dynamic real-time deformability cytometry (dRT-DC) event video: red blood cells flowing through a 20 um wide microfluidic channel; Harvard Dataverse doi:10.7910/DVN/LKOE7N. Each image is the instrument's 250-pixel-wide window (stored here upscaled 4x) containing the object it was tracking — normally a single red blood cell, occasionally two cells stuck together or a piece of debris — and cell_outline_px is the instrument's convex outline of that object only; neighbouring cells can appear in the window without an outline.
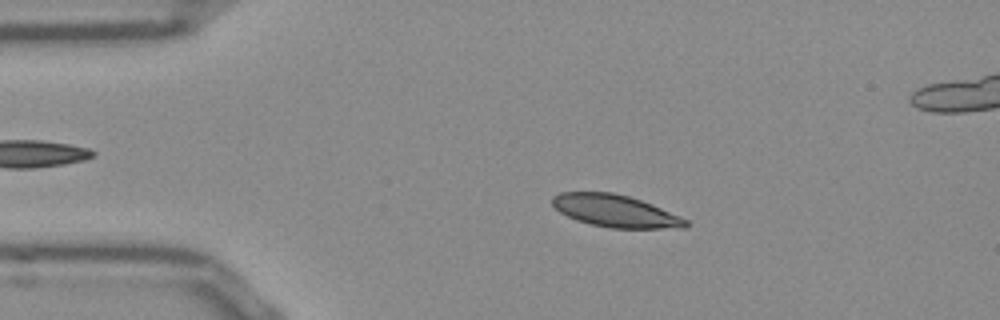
{"species": "Egyptian fruit bat (a non-hibernating species)", "species_latin": "Rousettus aegyptiacus", "temperature_condition": "room temperature", "stored_images_in_passage": 52, "camera_frame_rate_fps": 3000, "um_per_image_px": 0.085, "frame": {"image": 1, "passage_image": 9, "time_ms": 2.667, "image_size_px": [1000, 320], "cell_outline_px": [[692, 224], [688, 228], [612, 228], [592, 224], [576, 220], [560, 212], [552, 204], [552, 196], [560, 192], [612, 192], [628, 196], [652, 204], [680, 216], [688, 220]], "centroid_in_image_um": [52.34, 17.93], "position_along_channel_um": 32.7, "area_um2": 25.09}}
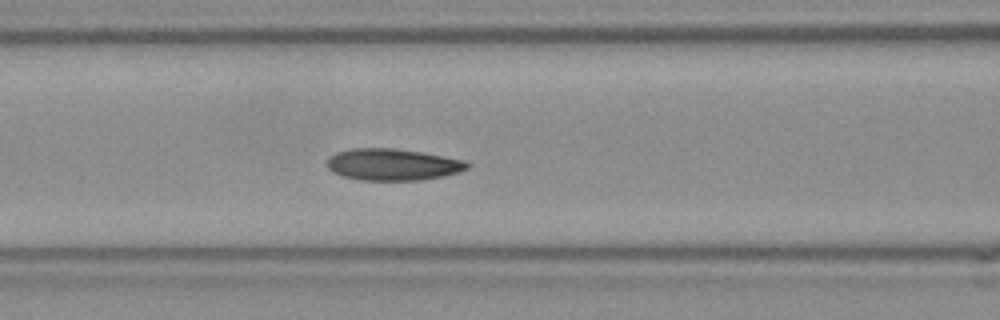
{"frame": {"image": 2, "passage_image": 20, "time_ms": 6.333, "image_size_px": [1000, 320], "cell_outline_px": [[472, 164], [468, 168], [460, 172], [420, 180], [360, 180], [344, 176], [332, 172], [328, 168], [328, 156], [336, 152], [352, 148], [392, 148], [420, 152], [444, 156], [464, 160]], "centroid_in_image_um": [33.37, 13.98], "position_along_channel_um": 133.2, "area_um2": 25.84}}
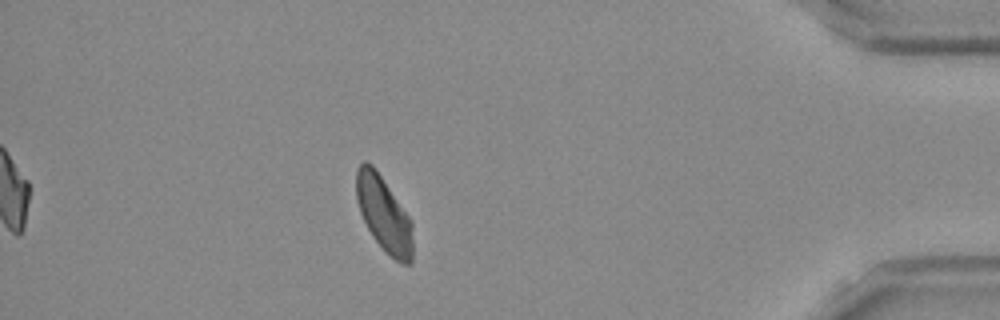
{"frame": {"image": 3, "passage_image": 45, "time_ms": 14.667, "image_size_px": [1000, 320], "cell_outline_px": [[412, 264], [400, 264], [372, 236], [360, 212], [356, 200], [356, 168], [364, 160], [372, 164], [412, 220]], "centroid_in_image_um": [32.62, 18.17], "position_along_channel_um": 402.6, "area_um2": 24.51}, "authors_computed_cell_mechanics": {"area_um2": 25.2586, "velocity_mm_per_s": 3.8076, "shape_relaxation_time_tau1_ms": 6.5568, "shape_relaxation_time_tau2_ms": 3.6634, "deformation_change_tau1": 0.1193, "deformation_change_tau2": 0.074}}